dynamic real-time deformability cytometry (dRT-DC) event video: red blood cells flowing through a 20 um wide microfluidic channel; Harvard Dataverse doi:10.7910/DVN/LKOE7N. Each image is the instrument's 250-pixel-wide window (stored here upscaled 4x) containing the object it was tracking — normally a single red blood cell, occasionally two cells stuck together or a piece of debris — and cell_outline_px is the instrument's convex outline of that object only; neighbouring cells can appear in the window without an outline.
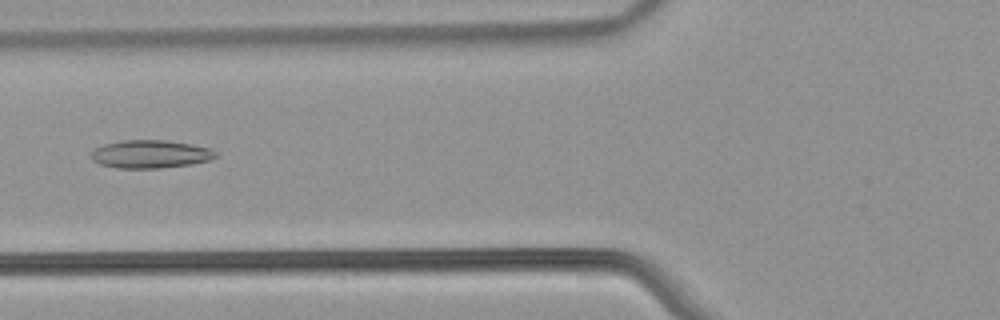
{"species": "common noctule bat (a hibernating species)", "species_latin": "Nyctalus noctula", "temperature_condition": "warm", "stored_images_in_passage": 53, "camera_frame_rate_fps": 3000, "um_per_image_px": 0.085, "animal": {"sex": "male", "body_mass_g": 21.5, "forearm_length_mm": 52.0}, "frame": {"image": 1, "passage_image": 21, "time_ms": 6.667, "image_size_px": [1000, 320], "cell_outline_px": [[216, 156], [212, 160], [192, 164], [160, 168], [116, 168], [100, 164], [92, 160], [92, 152], [96, 148], [104, 144], [124, 140], [164, 140], [192, 144], [208, 148], [216, 152]], "centroid_in_image_um": [12.8, 13.1], "position_along_channel_um": 113.0, "area_um2": 20.29}}
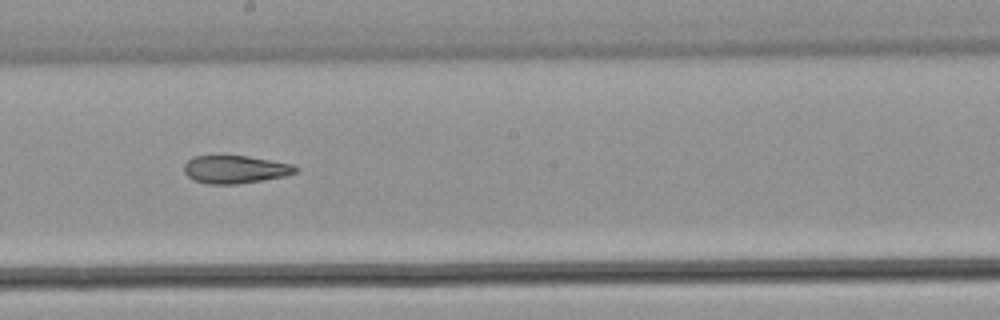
{"frame": {"image": 2, "passage_image": 30, "time_ms": 9.667, "image_size_px": [1000, 320], "cell_outline_px": [[300, 168], [296, 172], [284, 176], [236, 184], [208, 184], [192, 180], [184, 172], [184, 164], [192, 156], [220, 152], [248, 156], [292, 164]], "centroid_in_image_um": [19.91, 14.34], "position_along_channel_um": 228.3, "area_um2": 18.84}}
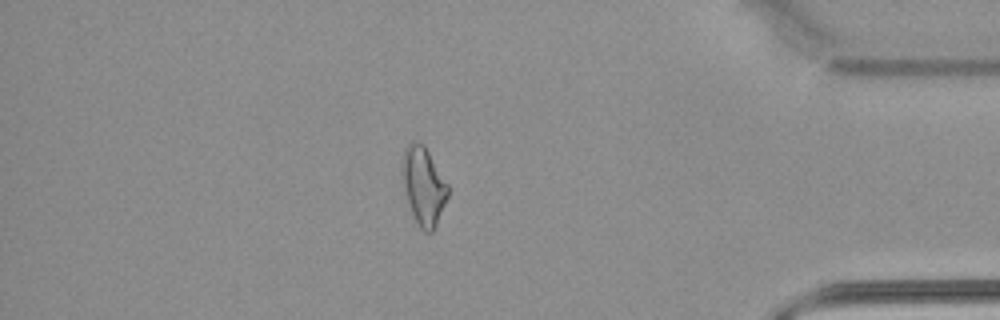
{"frame": {"image": 3, "passage_image": 46, "time_ms": 15.0, "image_size_px": [1000, 320], "cell_outline_px": [[448, 196], [436, 224], [432, 232], [424, 232], [420, 228], [408, 204], [404, 192], [400, 172], [400, 160], [404, 148], [412, 140], [416, 140], [424, 144], [448, 184]], "centroid_in_image_um": [35.95, 15.73], "position_along_channel_um": 399.3, "area_um2": 21.1}, "authors_computed_cell_mechanics": {"area_um2": 21.097, "velocity_mm_per_s": 3.8387, "shape_relaxation_time_tau1_ms": null, "shape_relaxation_time_tau2_ms": 3.8897, "deformation_change_tau1": null, "deformation_change_tau2": 0.1308}}